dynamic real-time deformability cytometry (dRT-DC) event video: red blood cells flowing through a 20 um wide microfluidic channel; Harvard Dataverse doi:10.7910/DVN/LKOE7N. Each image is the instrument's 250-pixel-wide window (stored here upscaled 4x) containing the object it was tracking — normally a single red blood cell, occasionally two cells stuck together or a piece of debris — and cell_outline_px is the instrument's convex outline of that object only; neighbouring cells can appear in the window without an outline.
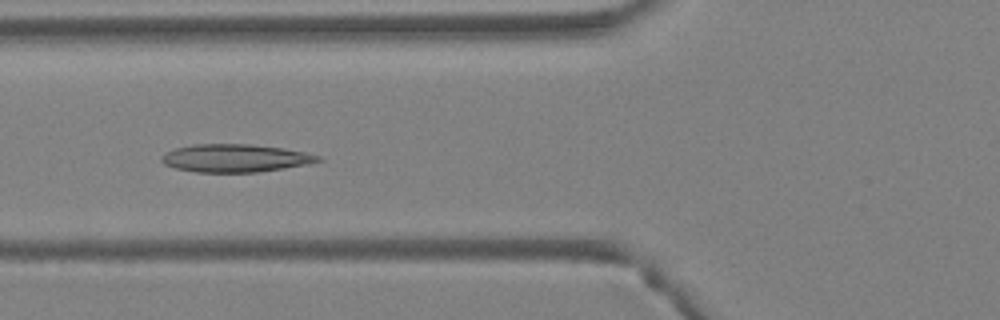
{"species": "Egyptian fruit bat (a non-hibernating species)", "species_latin": "Rousettus aegyptiacus", "temperature_condition": "warm", "stored_images_in_passage": 5, "camera_frame_rate_fps": 3000, "um_per_image_px": 0.085, "animal": {"sex": "female"}, "frame": {"image": 1, "passage_image": 5, "time_ms": 1.333, "image_size_px": [1000, 320], "cell_outline_px": [[324, 160], [308, 164], [284, 168], [256, 172], [196, 172], [176, 168], [164, 164], [160, 160], [160, 156], [176, 148], [192, 144], [252, 144], [284, 148], [304, 152], [320, 156]], "centroid_in_image_um": [20.0, 13.44], "position_along_channel_um": 105.8, "area_um2": 25.43}}